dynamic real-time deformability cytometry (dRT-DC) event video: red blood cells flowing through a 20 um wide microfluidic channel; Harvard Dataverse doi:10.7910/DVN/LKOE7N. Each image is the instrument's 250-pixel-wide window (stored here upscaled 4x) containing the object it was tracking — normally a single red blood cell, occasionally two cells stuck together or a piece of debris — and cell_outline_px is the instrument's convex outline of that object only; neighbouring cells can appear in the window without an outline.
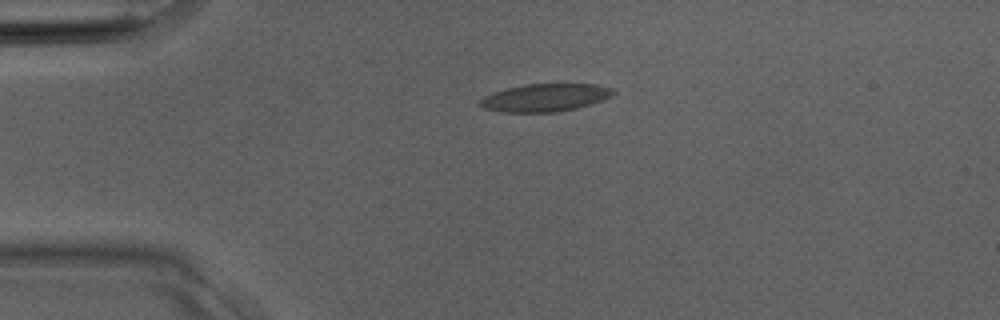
{"species": "Egyptian fruit bat (a non-hibernating species)", "species_latin": "Rousettus aegyptiacus", "temperature_condition": "room temperature", "stored_images_in_passage": 3, "camera_frame_rate_fps": 3000, "um_per_image_px": 0.085, "animal": {"sex": "male"}, "frame": {"image": 1, "passage_image": 2, "time_ms": 0.333, "image_size_px": [1000, 320], "cell_outline_px": [[616, 92], [612, 96], [576, 108], [556, 112], [504, 112], [484, 108], [476, 104], [484, 96], [508, 88], [524, 84], [596, 84], [612, 88]], "centroid_in_image_um": [46.32, 8.29], "position_along_channel_um": 38.7, "area_um2": 21.33}}